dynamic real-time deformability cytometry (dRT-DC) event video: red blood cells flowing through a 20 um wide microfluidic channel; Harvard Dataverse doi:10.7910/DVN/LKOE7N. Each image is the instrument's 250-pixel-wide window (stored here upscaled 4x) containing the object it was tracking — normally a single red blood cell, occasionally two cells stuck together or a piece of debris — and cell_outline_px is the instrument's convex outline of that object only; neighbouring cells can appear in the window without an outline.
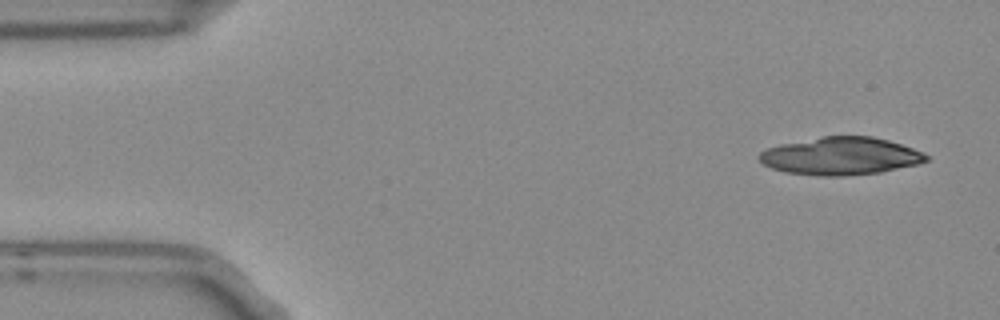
{"species": "Egyptian fruit bat (a non-hibernating species)", "species_latin": "Rousettus aegyptiacus", "temperature_condition": "room temperature", "stored_images_in_passage": 4, "camera_frame_rate_fps": 3000, "um_per_image_px": 0.085, "frame": {"image": 1, "passage_image": 1, "time_ms": 0.0, "image_size_px": [1000, 320], "cell_outline_px": [[928, 160], [920, 164], [880, 172], [844, 176], [820, 176], [784, 172], [772, 168], [764, 164], [756, 156], [760, 152], [768, 148], [780, 144], [820, 136], [872, 136], [888, 140], [924, 152], [928, 156]], "centroid_in_image_um": [71.45, 13.26], "position_along_channel_um": 13.5, "area_um2": 36.82}}